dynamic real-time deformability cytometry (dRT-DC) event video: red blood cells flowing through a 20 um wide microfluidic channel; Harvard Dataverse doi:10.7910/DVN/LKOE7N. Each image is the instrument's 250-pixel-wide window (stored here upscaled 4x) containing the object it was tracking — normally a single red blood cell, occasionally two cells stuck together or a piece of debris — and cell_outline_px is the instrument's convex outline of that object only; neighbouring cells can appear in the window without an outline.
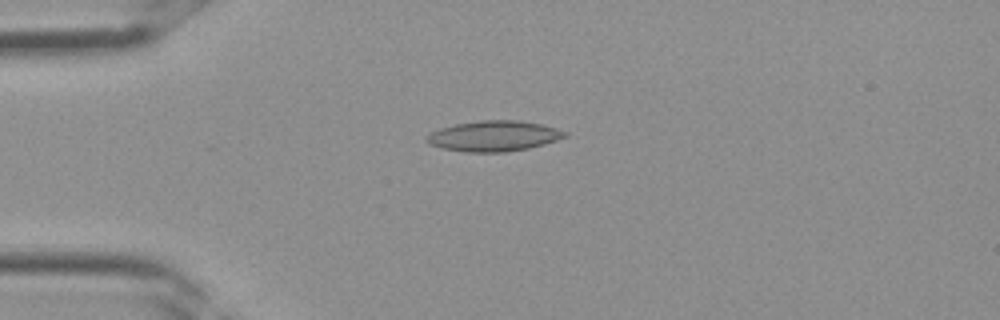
{"species": "Egyptian fruit bat (a non-hibernating species)", "species_latin": "Rousettus aegyptiacus", "temperature_condition": "room temperature", "stored_images_in_passage": 3, "camera_frame_rate_fps": 3000, "um_per_image_px": 0.085, "frame": {"image": 1, "passage_image": 3, "time_ms": 0.667, "image_size_px": [1000, 320], "cell_outline_px": [[568, 136], [544, 144], [528, 148], [504, 152], [464, 152], [440, 148], [428, 144], [424, 140], [424, 136], [440, 128], [456, 124], [480, 120], [520, 120], [540, 124], [556, 128], [568, 132]], "centroid_in_image_um": [41.94, 11.56], "position_along_channel_um": 43.1, "area_um2": 24.74}}